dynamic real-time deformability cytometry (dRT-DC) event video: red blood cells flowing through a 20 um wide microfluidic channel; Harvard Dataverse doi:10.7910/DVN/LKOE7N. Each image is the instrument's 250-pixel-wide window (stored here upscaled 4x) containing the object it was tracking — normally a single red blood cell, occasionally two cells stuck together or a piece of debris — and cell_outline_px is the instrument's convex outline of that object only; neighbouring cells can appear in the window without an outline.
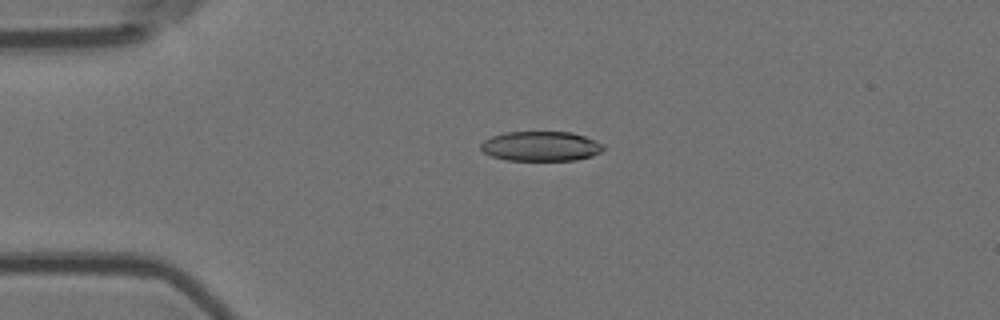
{"species": "Egyptian fruit bat (a non-hibernating species)", "species_latin": "Rousettus aegyptiacus", "temperature_condition": "room temperature", "stored_images_in_passage": 4, "camera_frame_rate_fps": 3000, "um_per_image_px": 0.085, "animal": {"sex": "female"}, "frame": {"image": 1, "passage_image": 3, "time_ms": 0.667, "image_size_px": [1000, 320], "cell_outline_px": [[604, 148], [600, 152], [592, 156], [576, 160], [508, 160], [492, 156], [484, 152], [480, 148], [480, 144], [484, 140], [492, 136], [504, 132], [572, 132], [584, 136], [604, 144]], "centroid_in_image_um": [45.97, 12.42], "position_along_channel_um": 39.0, "area_um2": 21.21}}